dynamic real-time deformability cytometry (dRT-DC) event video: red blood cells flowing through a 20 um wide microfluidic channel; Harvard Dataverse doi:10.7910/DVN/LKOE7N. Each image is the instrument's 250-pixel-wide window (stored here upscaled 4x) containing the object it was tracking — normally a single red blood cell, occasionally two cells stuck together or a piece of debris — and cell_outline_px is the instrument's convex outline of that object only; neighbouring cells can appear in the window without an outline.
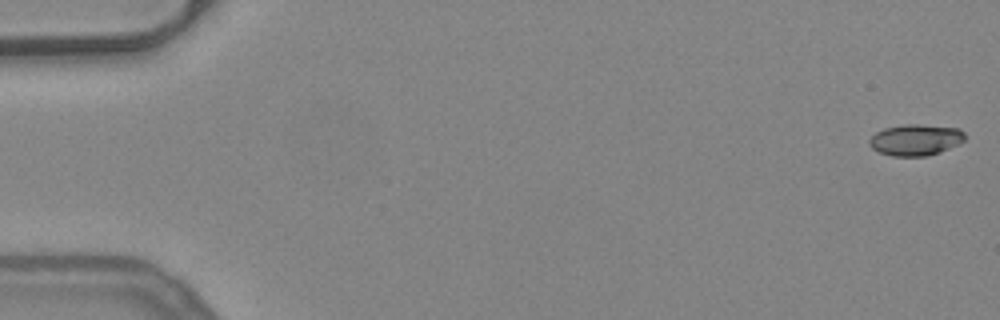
{"species": "common noctule bat (a hibernating species)", "species_latin": "Nyctalus noctula", "temperature_condition": "warm", "stored_images_in_passage": 53, "camera_frame_rate_fps": 3000, "um_per_image_px": 0.085, "animal": {"sex": "female", "body_mass_g": 24.6, "forearm_length_mm": 56.2}, "frame": {"image": 1, "passage_image": 1, "time_ms": 0.0, "image_size_px": [1000, 320], "cell_outline_px": [[964, 140], [948, 148], [924, 156], [892, 156], [880, 152], [872, 148], [868, 144], [868, 140], [876, 132], [884, 128], [904, 124], [916, 124], [960, 128], [964, 132]], "centroid_in_image_um": [77.78, 11.87], "position_along_channel_um": 7.2, "area_um2": 17.17}}
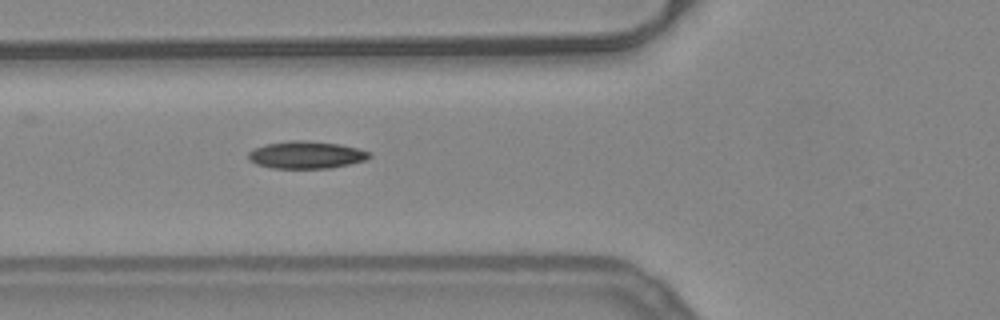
{"frame": {"image": 2, "passage_image": 20, "time_ms": 6.333, "image_size_px": [1000, 320], "cell_outline_px": [[372, 156], [364, 160], [348, 164], [328, 168], [272, 168], [256, 164], [248, 160], [248, 152], [264, 144], [292, 140], [304, 140], [340, 144], [356, 148], [368, 152]], "centroid_in_image_um": [25.98, 13.16], "position_along_channel_um": 99.8, "area_um2": 19.13}}
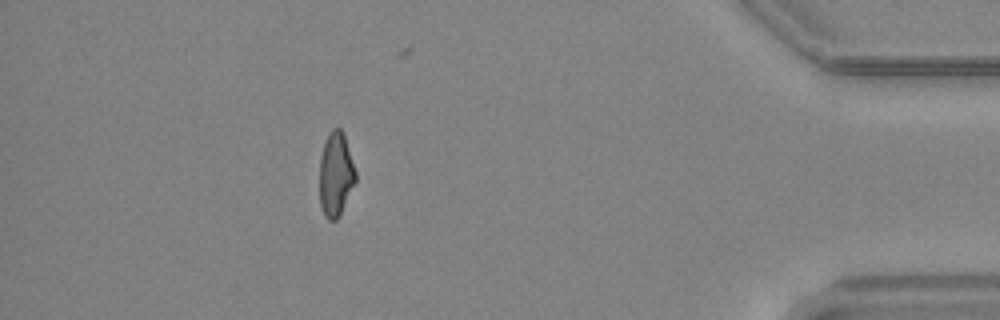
{"frame": {"image": 3, "passage_image": 47, "time_ms": 15.333, "image_size_px": [1000, 320], "cell_outline_px": [[356, 180], [340, 216], [336, 220], [328, 220], [324, 216], [320, 204], [320, 156], [328, 132], [332, 128], [340, 128], [344, 132], [356, 172]], "centroid_in_image_um": [28.54, 14.81], "position_along_channel_um": 406.7, "area_um2": 17.86}, "authors_computed_cell_mechanics": {"area_um2": 18.207, "velocity_mm_per_s": 3.961, "shape_relaxation_time_tau1_ms": 9.8422, "shape_relaxation_time_tau2_ms": 2.8169, "deformation_change_tau1": 0.2256, "deformation_change_tau2": 0.0998}}